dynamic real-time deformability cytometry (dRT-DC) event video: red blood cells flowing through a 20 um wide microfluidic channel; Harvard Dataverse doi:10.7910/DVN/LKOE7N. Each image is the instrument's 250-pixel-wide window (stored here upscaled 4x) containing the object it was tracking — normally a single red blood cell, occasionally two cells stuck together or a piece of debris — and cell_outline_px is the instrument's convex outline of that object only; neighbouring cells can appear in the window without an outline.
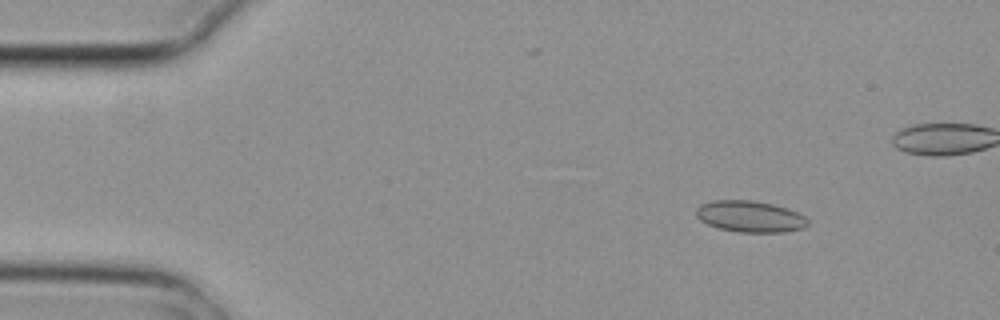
{"species": "common noctule bat (a hibernating species)", "species_latin": "Nyctalus noctula", "temperature_condition": "cold", "stored_images_in_passage": 5, "camera_frame_rate_fps": 3000, "um_per_image_px": 0.085, "animal": {"sex": "female", "body_mass_g": 29.2, "forearm_length_mm": 56.3}, "frame": {"image": 1, "passage_image": 1, "time_ms": 0.0, "image_size_px": [1000, 320], "cell_outline_px": [[808, 224], [804, 228], [784, 232], [736, 232], [720, 228], [708, 224], [700, 220], [696, 216], [696, 208], [700, 204], [712, 200], [752, 200], [772, 204], [796, 212], [804, 216], [808, 220]], "centroid_in_image_um": [63.72, 18.4], "position_along_channel_um": 21.3, "area_um2": 20.35}}
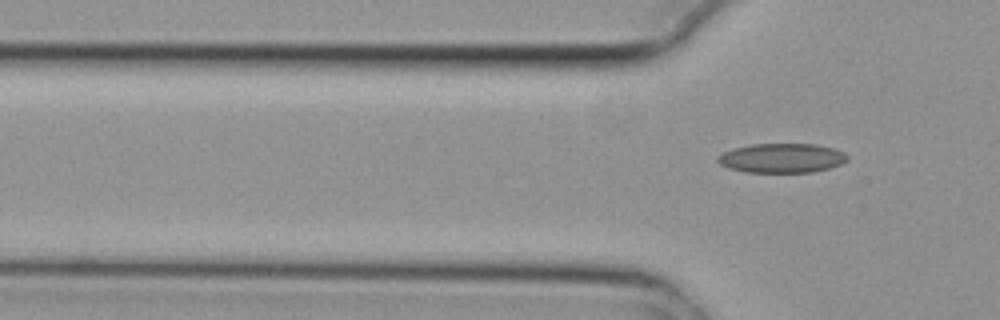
{"frame": {"image": 2, "passage_image": 5, "time_ms": 1.333, "image_size_px": [1000, 320], "cell_outline_px": [[848, 160], [840, 164], [828, 168], [812, 172], [744, 172], [728, 168], [720, 164], [716, 160], [716, 156], [732, 148], [752, 144], [816, 144], [832, 148], [844, 152], [848, 156]], "centroid_in_image_um": [66.42, 13.43], "position_along_channel_um": 59.4, "area_um2": 22.25}}